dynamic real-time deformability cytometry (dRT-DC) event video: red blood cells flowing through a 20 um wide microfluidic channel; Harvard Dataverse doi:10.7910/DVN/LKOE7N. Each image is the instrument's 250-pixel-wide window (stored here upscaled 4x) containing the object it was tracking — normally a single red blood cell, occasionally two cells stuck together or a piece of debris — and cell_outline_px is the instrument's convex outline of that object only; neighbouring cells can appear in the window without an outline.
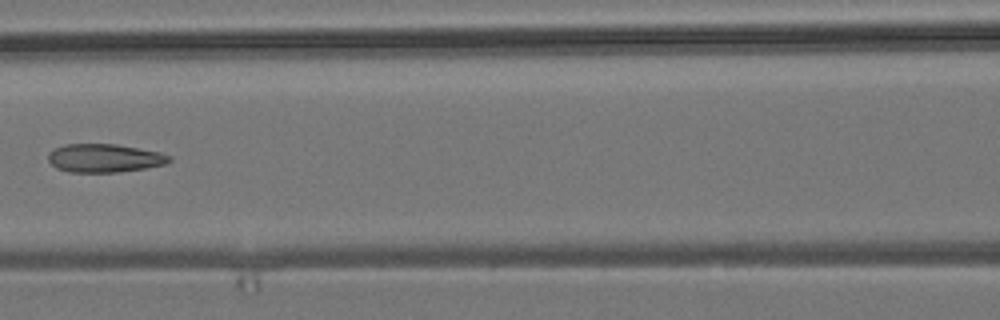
{"species": "common noctule bat (a hibernating species)", "species_latin": "Nyctalus noctula", "temperature_condition": "room temperature", "stored_images_in_passage": 8, "camera_frame_rate_fps": 3000, "um_per_image_px": 0.085, "animal": {"sex": "male", "body_mass_g": 19.2, "forearm_length_mm": 51.8}, "frame": {"image": 1, "passage_image": 7, "time_ms": 2.0, "image_size_px": [1000, 320], "cell_outline_px": [[172, 160], [168, 164], [120, 172], [68, 172], [56, 168], [48, 160], [48, 152], [64, 144], [116, 144], [160, 152], [172, 156]], "centroid_in_image_um": [8.9, 13.44], "position_along_channel_um": 157.7, "area_um2": 20.17}}
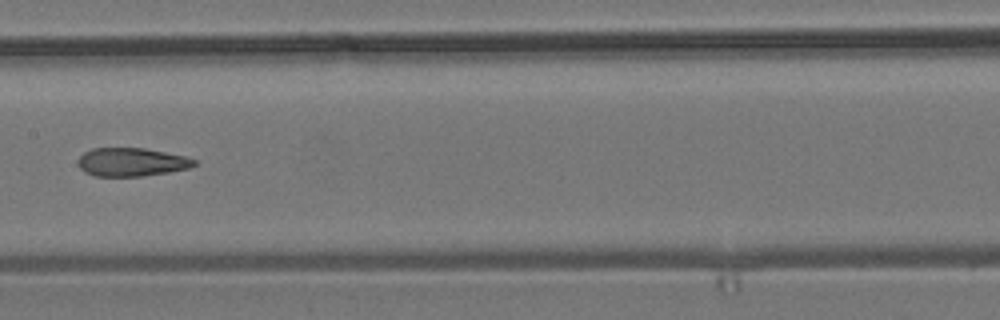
{"frame": {"image": 2, "passage_image": 8, "time_ms": 2.333, "image_size_px": [1000, 320], "cell_outline_px": [[196, 164], [188, 168], [168, 172], [140, 176], [96, 176], [84, 172], [80, 168], [80, 156], [84, 152], [92, 148], [144, 148], [184, 156], [196, 160]], "centroid_in_image_um": [11.17, 13.77], "position_along_channel_um": 196.2, "area_um2": 18.96}}